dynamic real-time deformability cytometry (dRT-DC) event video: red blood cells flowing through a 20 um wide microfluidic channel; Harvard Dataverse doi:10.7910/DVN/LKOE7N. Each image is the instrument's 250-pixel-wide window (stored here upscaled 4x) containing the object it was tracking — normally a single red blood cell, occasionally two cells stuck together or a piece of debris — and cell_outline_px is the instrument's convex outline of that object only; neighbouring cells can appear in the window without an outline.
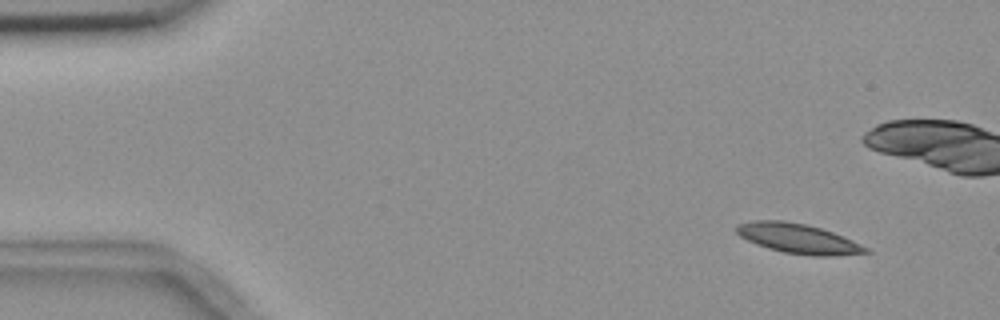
{"species": "common noctule bat (a hibernating species)", "species_latin": "Nyctalus noctula", "temperature_condition": "room temperature", "stored_images_in_passage": 4, "camera_frame_rate_fps": 3000, "um_per_image_px": 0.085, "animal": {"sex": "female", "body_mass_g": 18.4}, "frame": {"image": 1, "passage_image": 1, "time_ms": 0.0, "image_size_px": [1000, 320], "cell_outline_px": [[872, 252], [832, 256], [812, 256], [784, 252], [768, 248], [756, 244], [740, 236], [736, 232], [736, 224], [752, 220], [784, 220], [808, 224], [832, 232], [852, 240], [868, 248]], "centroid_in_image_um": [67.82, 20.27], "position_along_channel_um": 17.2, "area_um2": 22.43}}